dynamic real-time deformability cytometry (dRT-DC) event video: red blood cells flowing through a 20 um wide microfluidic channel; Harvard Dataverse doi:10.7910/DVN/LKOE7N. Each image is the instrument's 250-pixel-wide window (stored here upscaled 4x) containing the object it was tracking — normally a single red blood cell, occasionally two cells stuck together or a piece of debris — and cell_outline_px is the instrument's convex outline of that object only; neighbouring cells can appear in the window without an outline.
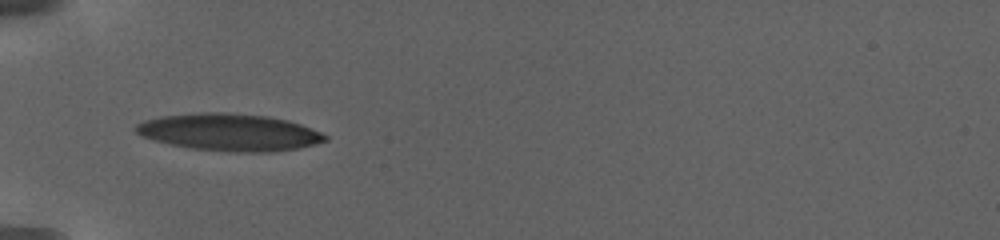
{"species": "human", "species_latin": "Homo sapiens", "temperature_condition": "warm", "stored_images_in_passage": 68, "camera_frame_rate_fps": 3000, "um_per_image_px": 0.085, "donor": {"sex": "female"}, "frame": {"image": 1, "passage_image": 1, "time_ms": 0.0, "image_size_px": [1000, 240], "cell_outline_px": [[328, 140], [316, 144], [296, 148], [268, 152], [232, 152], [192, 148], [172, 144], [140, 136], [132, 128], [136, 124], [144, 120], [160, 116], [200, 112], [224, 112], [268, 116], [288, 120], [300, 124], [320, 132], [328, 136]], "centroid_in_image_um": [19.48, 11.23], "position_along_channel_um": 65.5, "area_um2": 40.92}}
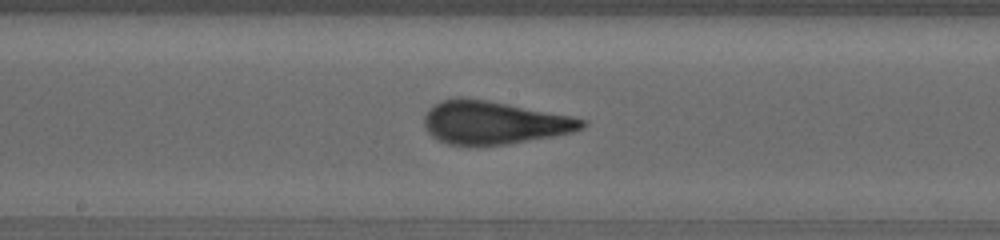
{"frame": {"image": 2, "passage_image": 22, "time_ms": 5.0, "image_size_px": [1000, 240], "cell_outline_px": [[588, 124], [584, 128], [572, 132], [556, 136], [508, 144], [448, 144], [436, 140], [424, 128], [424, 116], [440, 100], [460, 96], [488, 100], [572, 116], [588, 120]], "centroid_in_image_um": [42.02, 10.41], "position_along_channel_um": 206.2, "area_um2": 39.65}}
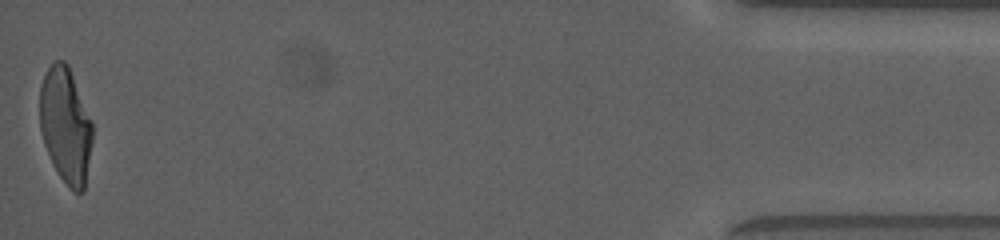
{"frame": {"image": 3, "passage_image": 67, "time_ms": 15.333, "image_size_px": [1000, 240], "cell_outline_px": [[92, 144], [84, 188], [80, 192], [72, 192], [68, 188], [52, 164], [44, 144], [40, 128], [40, 88], [44, 76], [52, 60], [64, 60], [68, 64], [92, 120]], "centroid_in_image_um": [5.58, 10.64], "position_along_channel_um": 429.6, "area_um2": 35.6}, "authors_computed_cell_mechanics": {"area_um2": 37.6856, "velocity_mm_per_s": 2.9425, "shape_relaxation_time_tau1_ms": 9.2529, "shape_relaxation_time_tau2_ms": 0.9789, "deformation_change_tau1": 0.2984, "deformation_change_tau2": 0.0896}}